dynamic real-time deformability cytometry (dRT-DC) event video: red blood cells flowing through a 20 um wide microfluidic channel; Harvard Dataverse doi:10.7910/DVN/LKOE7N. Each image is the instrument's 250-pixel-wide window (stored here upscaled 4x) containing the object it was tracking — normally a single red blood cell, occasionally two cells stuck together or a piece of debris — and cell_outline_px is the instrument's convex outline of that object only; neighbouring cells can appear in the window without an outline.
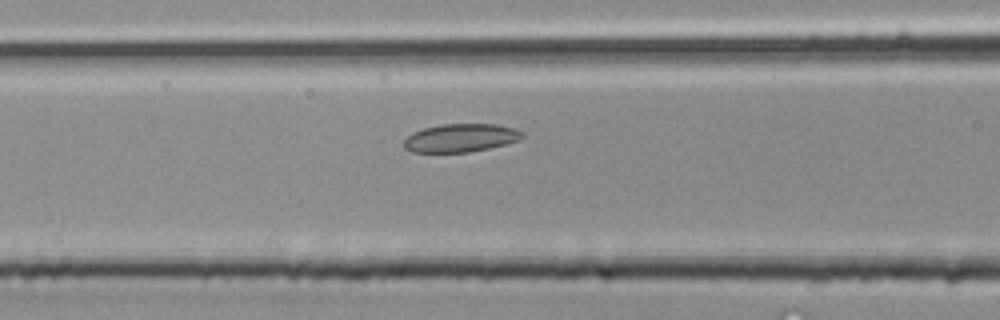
{"species": "common noctule bat (a hibernating species)", "species_latin": "Nyctalus noctula", "temperature_condition": "room temperature", "stored_images_in_passage": 22, "camera_frame_rate_fps": 3000, "um_per_image_px": 0.085, "animal": {"sex": "male", "body_mass_g": 20.4}, "frame": {"image": 1, "passage_image": 7, "time_ms": 2.0, "image_size_px": [1000, 320], "cell_outline_px": [[524, 136], [520, 140], [488, 148], [468, 152], [412, 152], [404, 148], [404, 140], [412, 132], [424, 128], [444, 124], [496, 124], [516, 128], [524, 132]], "centroid_in_image_um": [39.18, 11.71], "position_along_channel_um": 127.4, "area_um2": 19.48}}
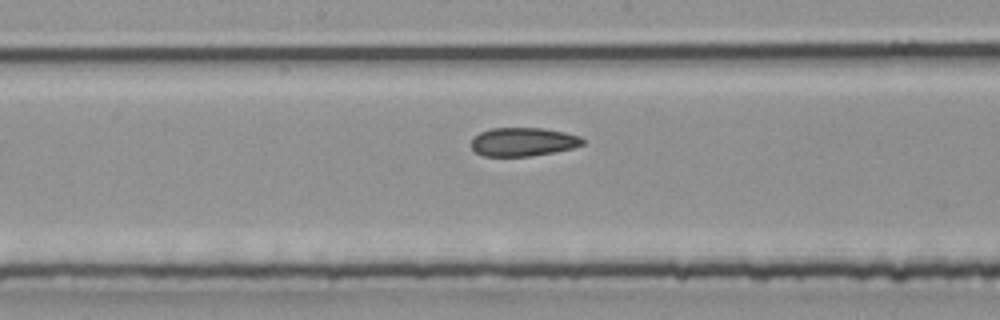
{"frame": {"image": 2, "passage_image": 11, "time_ms": 3.333, "image_size_px": [1000, 320], "cell_outline_px": [[584, 144], [572, 148], [552, 152], [528, 156], [484, 156], [476, 152], [472, 148], [472, 136], [488, 128], [544, 128], [564, 132], [580, 136], [584, 140]], "centroid_in_image_um": [44.44, 12.04], "position_along_channel_um": 203.8, "area_um2": 18.55}}
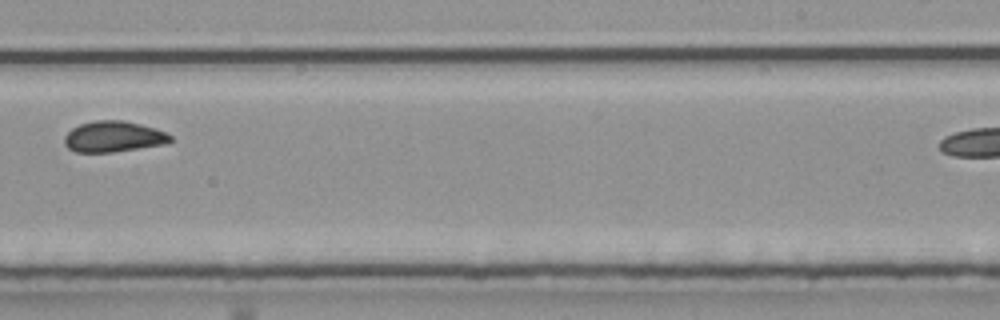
{"frame": {"image": 3, "passage_image": 15, "time_ms": 4.667, "image_size_px": [1000, 320], "cell_outline_px": [[172, 140], [168, 144], [112, 152], [76, 152], [68, 148], [64, 144], [64, 136], [72, 128], [80, 124], [96, 120], [124, 120], [156, 128], [168, 132], [172, 136]], "centroid_in_image_um": [9.68, 11.61], "position_along_channel_um": 279.3, "area_um2": 19.31}}